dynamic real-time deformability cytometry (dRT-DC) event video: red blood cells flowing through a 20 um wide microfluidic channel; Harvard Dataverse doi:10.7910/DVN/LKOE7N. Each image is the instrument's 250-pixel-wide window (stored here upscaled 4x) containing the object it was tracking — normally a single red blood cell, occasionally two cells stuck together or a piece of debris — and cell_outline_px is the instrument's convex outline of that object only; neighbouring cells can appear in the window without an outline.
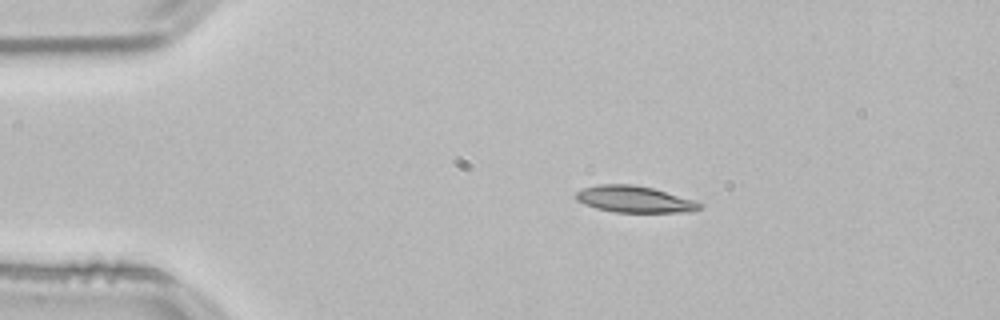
{"species": "common noctule bat (a hibernating species)", "species_latin": "Nyctalus noctula", "temperature_condition": "room temperature", "stored_images_in_passage": 52, "camera_frame_rate_fps": 3000, "um_per_image_px": 0.085, "animal": {"sex": "male", "body_mass_g": 21.5, "forearm_length_mm": 52.0}, "frame": {"image": 1, "passage_image": 9, "time_ms": 2.667, "image_size_px": [1000, 320], "cell_outline_px": [[704, 204], [700, 208], [692, 212], [612, 212], [596, 208], [584, 204], [576, 200], [576, 192], [584, 188], [596, 184], [632, 184], [652, 188], [696, 200]], "centroid_in_image_um": [53.94, 16.94], "position_along_channel_um": 31.1, "area_um2": 19.25}}
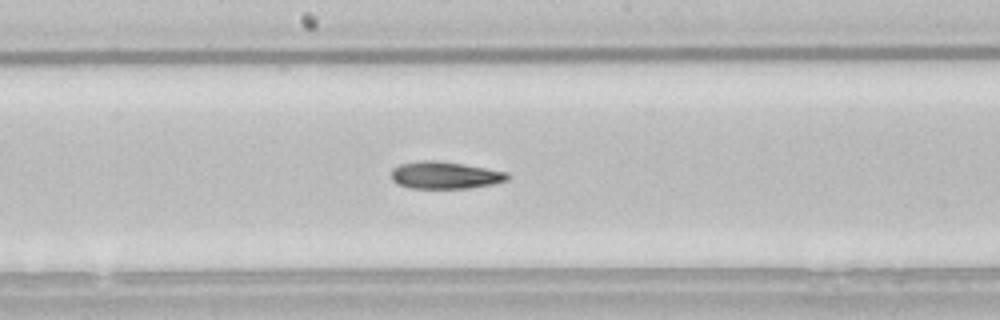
{"frame": {"image": 2, "passage_image": 27, "time_ms": 8.667, "image_size_px": [1000, 320], "cell_outline_px": [[512, 176], [508, 180], [492, 184], [468, 188], [412, 188], [396, 184], [392, 180], [392, 172], [400, 164], [420, 160], [436, 160], [464, 164], [508, 172]], "centroid_in_image_um": [37.86, 14.89], "position_along_channel_um": 210.3, "area_um2": 18.44}}
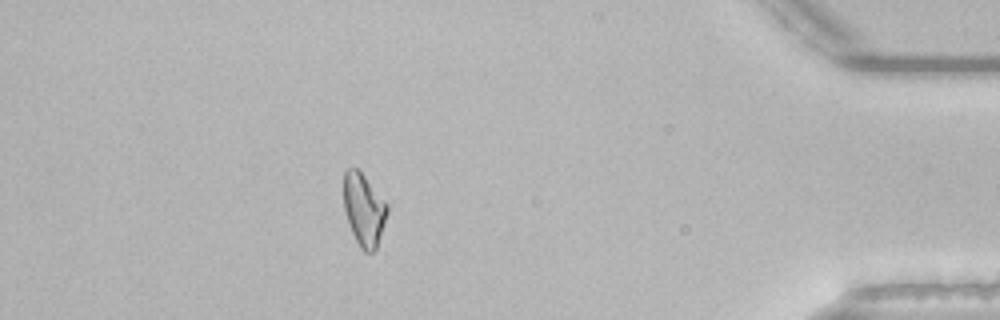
{"frame": {"image": 3, "passage_image": 46, "time_ms": 15.0, "image_size_px": [1000, 320], "cell_outline_px": [[388, 212], [376, 248], [372, 252], [364, 252], [360, 248], [348, 224], [344, 208], [344, 172], [348, 168], [356, 168], [364, 176], [388, 204]], "centroid_in_image_um": [30.92, 17.83], "position_along_channel_um": 404.3, "area_um2": 18.15}, "authors_computed_cell_mechanics": {"area_um2": 18.8428, "velocity_mm_per_s": 3.8297, "shape_relaxation_time_tau1_ms": 7.5696, "shape_relaxation_time_tau2_ms": 10.9504, "deformation_change_tau1": 0.1859, "deformation_change_tau2": 0.198}}